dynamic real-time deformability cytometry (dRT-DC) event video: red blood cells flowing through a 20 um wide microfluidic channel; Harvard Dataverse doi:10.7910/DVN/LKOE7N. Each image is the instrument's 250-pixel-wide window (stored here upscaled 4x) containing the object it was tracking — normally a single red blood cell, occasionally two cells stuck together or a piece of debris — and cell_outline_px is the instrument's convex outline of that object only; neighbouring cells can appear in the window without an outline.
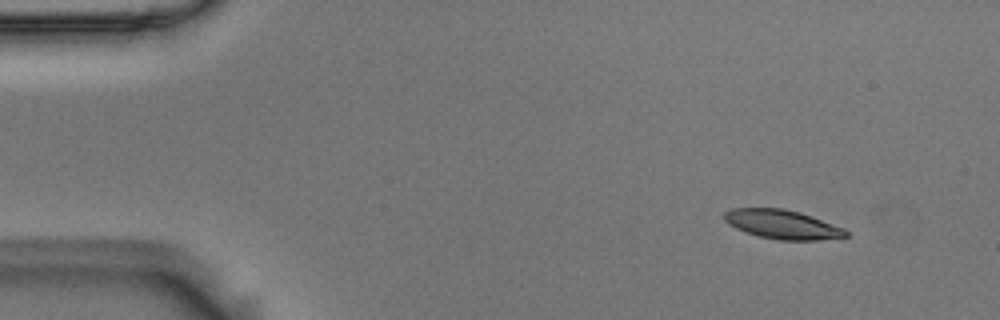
{"species": "Egyptian fruit bat (a non-hibernating species)", "species_latin": "Rousettus aegyptiacus", "temperature_condition": "room temperature", "stored_images_in_passage": 50, "camera_frame_rate_fps": 3000, "um_per_image_px": 0.085, "animal": {"sex": "male"}, "frame": {"image": 1, "passage_image": 1, "time_ms": 0.0, "image_size_px": [1000, 320], "cell_outline_px": [[848, 236], [816, 240], [780, 240], [756, 236], [744, 232], [728, 224], [724, 220], [724, 212], [732, 208], [784, 208], [800, 212], [812, 216], [844, 228], [848, 232]], "centroid_in_image_um": [66.47, 19.07], "position_along_channel_um": 18.5, "area_um2": 20.69}}
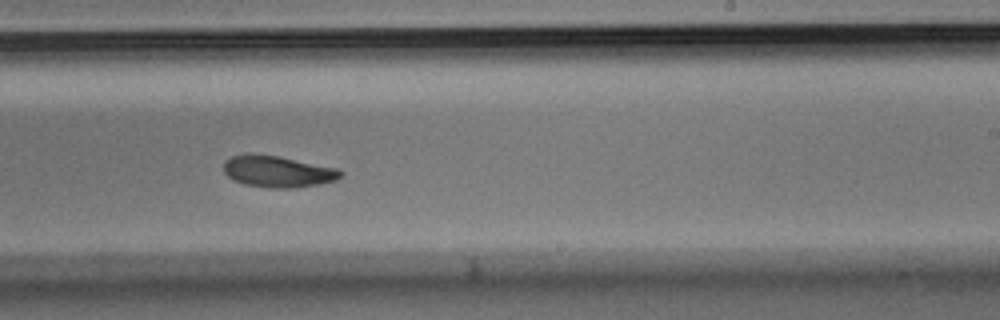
{"frame": {"image": 2, "passage_image": 29, "time_ms": 9.333, "image_size_px": [1000, 320], "cell_outline_px": [[344, 172], [336, 180], [320, 184], [292, 188], [272, 188], [244, 184], [232, 180], [224, 172], [224, 160], [232, 156], [276, 156], [336, 168]], "centroid_in_image_um": [23.62, 14.62], "position_along_channel_um": 265.4, "area_um2": 20.81}}
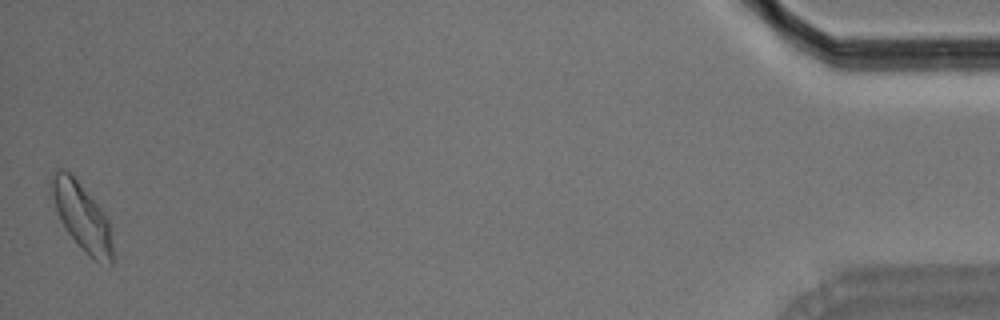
{"frame": {"image": 3, "passage_image": 50, "time_ms": 16.333, "image_size_px": [1000, 320], "cell_outline_px": [[116, 256], [112, 264], [96, 260], [64, 228], [60, 220], [52, 196], [52, 172], [56, 168], [64, 168], [72, 172], [104, 212], [112, 228]], "centroid_in_image_um": [7.02, 18.37], "position_along_channel_um": 428.2, "area_um2": 24.16}, "authors_computed_cell_mechanics": {"area_um2": 21.5305, "velocity_mm_per_s": 3.6344, "shape_relaxation_time_tau1_ms": 3.0023, "shape_relaxation_time_tau2_ms": 7.8502, "deformation_change_tau1": 0.1253, "deformation_change_tau2": 0.1471}}